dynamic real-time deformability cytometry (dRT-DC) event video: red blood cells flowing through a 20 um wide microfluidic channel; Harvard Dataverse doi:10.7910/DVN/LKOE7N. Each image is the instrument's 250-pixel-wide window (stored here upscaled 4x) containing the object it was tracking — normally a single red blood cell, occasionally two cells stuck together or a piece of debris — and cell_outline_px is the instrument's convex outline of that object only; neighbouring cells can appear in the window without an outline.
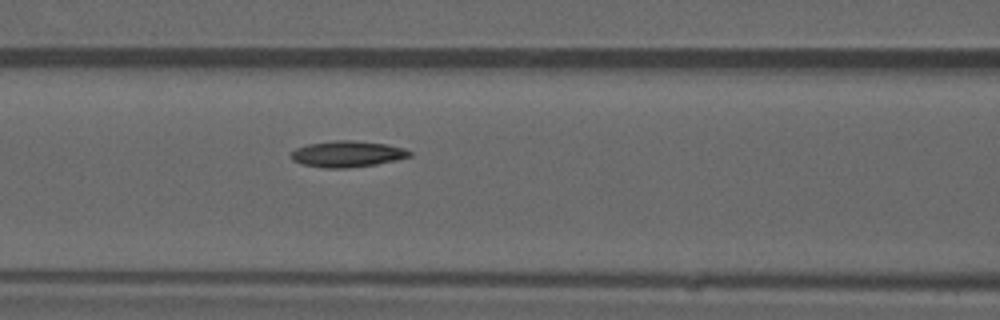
{"species": "common noctule bat (a hibernating species)", "species_latin": "Nyctalus noctula", "temperature_condition": "warm", "stored_images_in_passage": 51, "camera_frame_rate_fps": 3000, "um_per_image_px": 0.085, "animal": {"sex": "male", "forearm_length_mm": 52.5}, "frame": {"image": 1, "passage_image": 22, "time_ms": 7.0, "image_size_px": [1000, 320], "cell_outline_px": [[412, 156], [396, 160], [376, 164], [348, 168], [324, 168], [300, 164], [292, 160], [292, 152], [296, 148], [308, 144], [336, 140], [352, 140], [388, 144], [404, 148], [412, 152]], "centroid_in_image_um": [29.54, 13.09], "position_along_channel_um": 137.1, "area_um2": 18.15}, "authors_computed_cell_mechanics": {"area_um2": 17.3978, "velocity_mm_per_s": 4.0008, "shape_relaxation_time_tau1_ms": null, "shape_relaxation_time_tau2_ms": 6.4272, "deformation_change_tau1": null, "deformation_change_tau2": 0.1488}}